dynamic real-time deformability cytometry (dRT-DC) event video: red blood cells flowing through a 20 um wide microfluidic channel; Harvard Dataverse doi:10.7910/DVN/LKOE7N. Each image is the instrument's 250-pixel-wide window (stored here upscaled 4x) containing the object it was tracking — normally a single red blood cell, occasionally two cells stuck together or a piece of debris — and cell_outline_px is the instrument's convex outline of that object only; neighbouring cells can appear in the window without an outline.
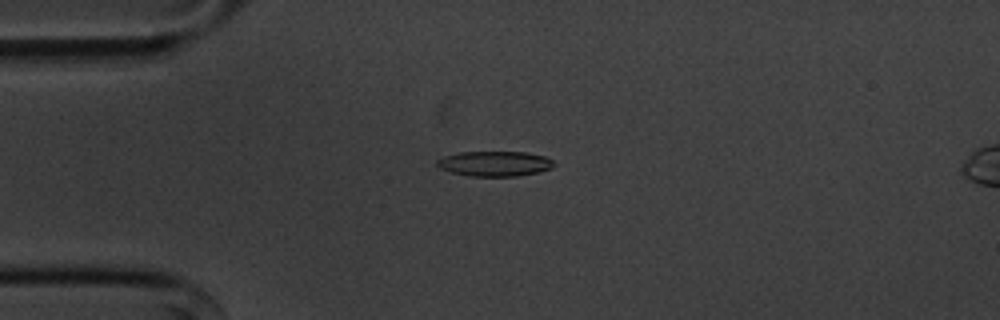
{"species": "common noctule bat (a hibernating species)", "species_latin": "Nyctalus noctula", "temperature_condition": "cold", "stored_images_in_passage": 56, "camera_frame_rate_fps": 3000, "um_per_image_px": 0.085, "animal": {"sex": "male", "body_mass_g": 20.1, "forearm_length_mm": 53.5}, "frame": {"image": 1, "passage_image": 14, "time_ms": 4.333, "image_size_px": [1000, 320], "cell_outline_px": [[556, 164], [552, 168], [536, 172], [516, 176], [468, 176], [452, 172], [440, 168], [436, 164], [436, 160], [444, 156], [460, 152], [524, 152], [544, 156], [552, 160]], "centroid_in_image_um": [42.04, 13.91], "position_along_channel_um": 43.0, "area_um2": 16.99}}
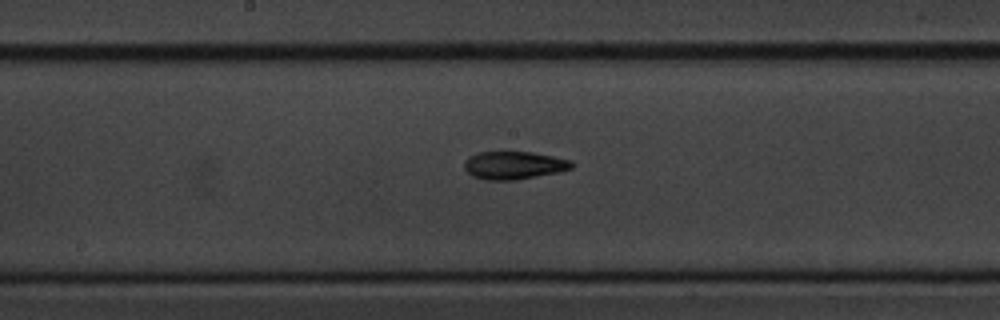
{"frame": {"image": 2, "passage_image": 29, "time_ms": 9.333, "image_size_px": [1000, 320], "cell_outline_px": [[572, 168], [560, 172], [516, 180], [484, 180], [472, 176], [464, 168], [464, 160], [468, 156], [476, 152], [532, 152], [572, 160]], "centroid_in_image_um": [43.65, 14.05], "position_along_channel_um": 204.5, "area_um2": 17.63}}
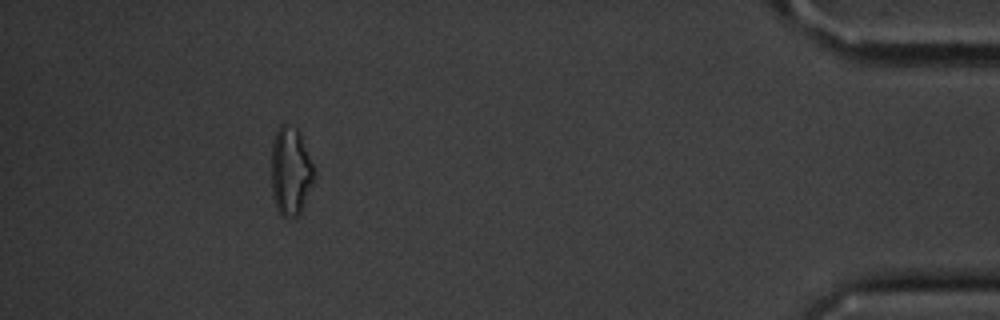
{"frame": {"image": 3, "passage_image": 51, "time_ms": 16.667, "image_size_px": [1000, 320], "cell_outline_px": [[316, 180], [300, 216], [292, 220], [280, 216], [276, 208], [272, 196], [272, 144], [276, 132], [280, 124], [284, 120], [296, 128], [300, 132], [316, 172]], "centroid_in_image_um": [24.74, 14.61], "position_along_channel_um": 410.5, "area_um2": 23.06}, "authors_computed_cell_mechanics": {"area_um2": 16.9932, "velocity_mm_per_s": 3.6038, "shape_relaxation_time_tau1_ms": 5.3781, "shape_relaxation_time_tau2_ms": 10.8062, "deformation_change_tau1": 0.2119, "deformation_change_tau2": 0.2226}}